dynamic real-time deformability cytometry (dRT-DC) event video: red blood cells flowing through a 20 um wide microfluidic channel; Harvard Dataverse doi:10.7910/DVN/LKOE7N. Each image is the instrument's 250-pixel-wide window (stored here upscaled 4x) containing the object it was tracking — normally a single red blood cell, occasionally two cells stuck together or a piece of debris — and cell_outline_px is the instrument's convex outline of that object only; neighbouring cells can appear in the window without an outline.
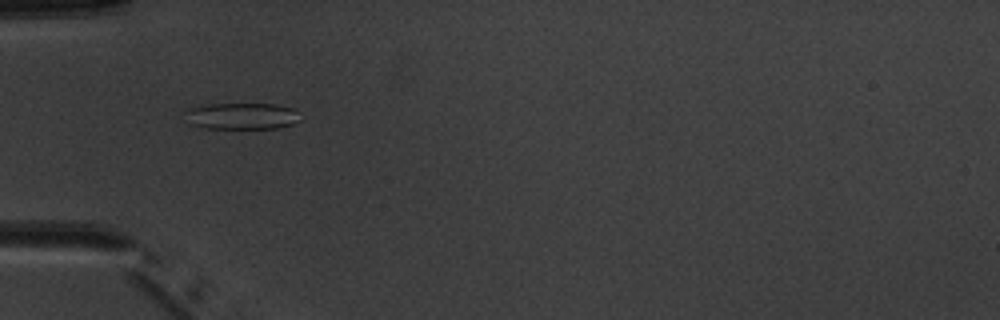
{"species": "common noctule bat (a hibernating species)", "species_latin": "Nyctalus noctula", "temperature_condition": "warm", "stored_images_in_passage": 6, "camera_frame_rate_fps": 3000, "um_per_image_px": 0.085, "animal": {"sex": "male", "body_mass_g": 20.1, "forearm_length_mm": 53.5}, "frame": {"image": 1, "passage_image": 4, "time_ms": 3.333, "image_size_px": [1000, 320], "cell_outline_px": [[300, 120], [292, 124], [276, 128], [204, 128], [188, 124], [184, 112], [188, 108], [208, 104], [276, 104], [292, 108], [300, 112]], "centroid_in_image_um": [20.53, 9.86], "position_along_channel_um": 64.5, "area_um2": 17.98}}
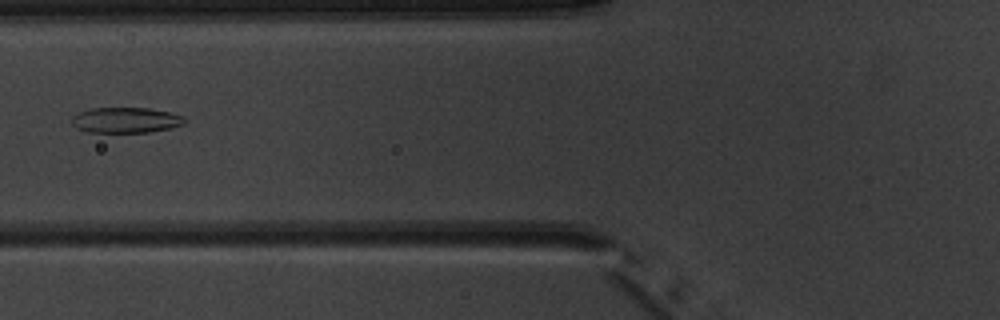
{"frame": {"image": 2, "passage_image": 5, "time_ms": 4.667, "image_size_px": [1000, 320], "cell_outline_px": [[184, 124], [168, 128], [148, 132], [88, 132], [76, 128], [72, 124], [72, 116], [88, 108], [148, 108], [172, 112], [184, 116]], "centroid_in_image_um": [10.67, 10.2], "position_along_channel_um": 115.1, "area_um2": 16.76}}